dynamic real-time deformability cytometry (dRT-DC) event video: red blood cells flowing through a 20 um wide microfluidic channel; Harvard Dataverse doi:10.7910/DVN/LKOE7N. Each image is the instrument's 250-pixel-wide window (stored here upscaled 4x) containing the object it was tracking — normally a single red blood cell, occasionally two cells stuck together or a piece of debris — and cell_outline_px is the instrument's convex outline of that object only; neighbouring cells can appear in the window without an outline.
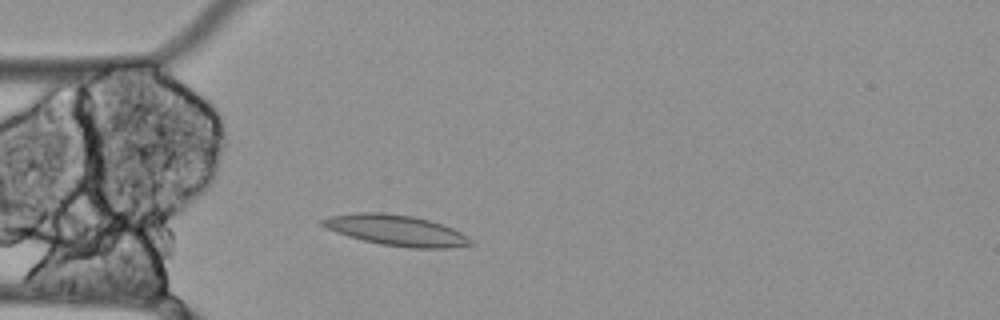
{"species": "Egyptian fruit bat (a non-hibernating species)", "species_latin": "Rousettus aegyptiacus", "temperature_condition": "cold", "stored_images_in_passage": 36, "segment_of_instrument_passage": [1, 2], "camera_frame_rate_fps": 3000, "um_per_image_px": 0.085, "animal": {"sex": "female"}, "frame": {"image": 1, "passage_image": 3, "time_ms": 0.667, "image_size_px": [1000, 320], "cell_outline_px": [[476, 244], [448, 248], [412, 248], [380, 244], [348, 236], [336, 232], [320, 224], [320, 220], [332, 216], [360, 212], [384, 212], [412, 216], [428, 220], [452, 228], [460, 232], [472, 240]], "centroid_in_image_um": [33.7, 19.58], "position_along_channel_um": 51.3, "area_um2": 26.24}}
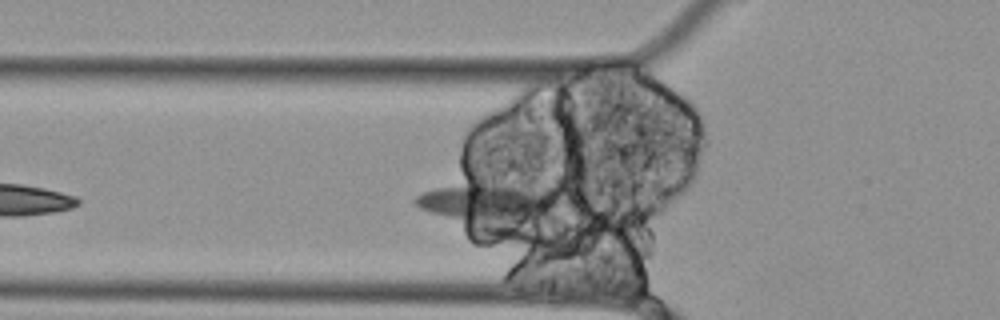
{"frame": {"image": 2, "passage_image": 6, "time_ms": 1.667, "image_size_px": [1000, 320], "cell_outline_px": [[564, 204], [508, 240], [504, 240], [420, 208], [416, 204], [416, 196], [424, 192], [436, 188], [476, 184], [556, 192], [564, 200]], "centroid_in_image_um": [41.72, 17.61], "position_along_channel_um": 84.1, "area_um2": 37.22}}